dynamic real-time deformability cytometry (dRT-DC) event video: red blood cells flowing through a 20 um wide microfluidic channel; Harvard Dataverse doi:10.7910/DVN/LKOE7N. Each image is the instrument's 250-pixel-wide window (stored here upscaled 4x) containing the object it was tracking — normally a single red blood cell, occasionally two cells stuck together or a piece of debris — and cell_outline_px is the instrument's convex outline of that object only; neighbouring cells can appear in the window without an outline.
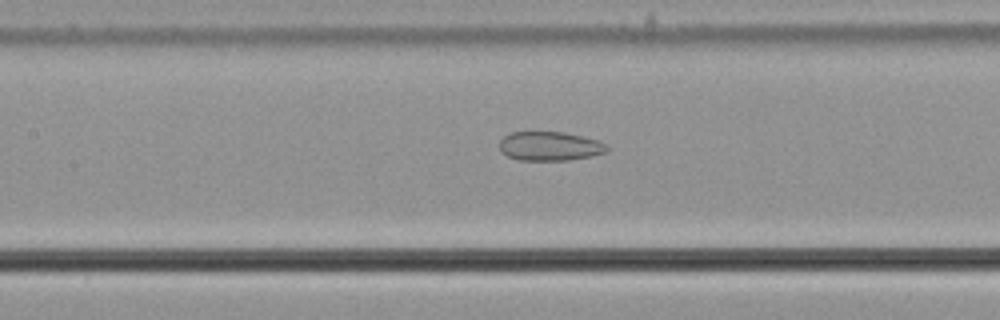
{"species": "common noctule bat (a hibernating species)", "species_latin": "Nyctalus noctula", "temperature_condition": "cold", "stored_images_in_passage": 56, "camera_frame_rate_fps": 3000, "um_per_image_px": 0.085, "animal": {"sex": "male", "body_mass_g": 21.5, "forearm_length_mm": 52.0}, "frame": {"image": 1, "passage_image": 26, "time_ms": 8.333, "image_size_px": [1000, 320], "cell_outline_px": [[608, 148], [604, 152], [592, 156], [568, 160], [520, 160], [508, 156], [500, 152], [500, 140], [504, 136], [512, 132], [564, 132], [596, 140], [608, 144]], "centroid_in_image_um": [46.71, 12.42], "position_along_channel_um": 160.7, "area_um2": 18.09}}
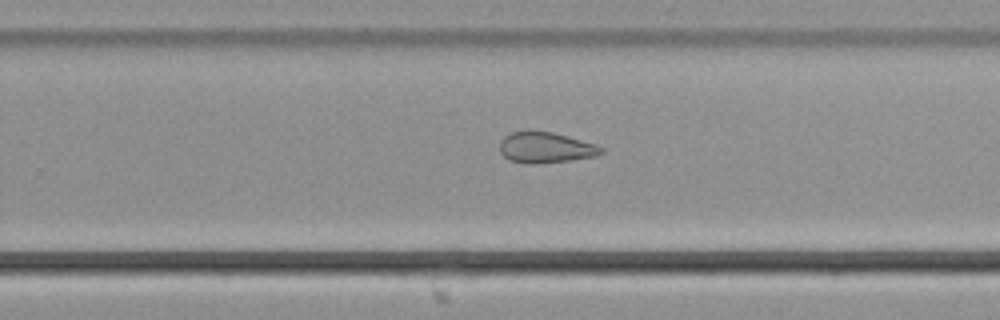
{"frame": {"image": 2, "passage_image": 36, "time_ms": 11.667, "image_size_px": [1000, 320], "cell_outline_px": [[604, 152], [596, 156], [572, 160], [532, 164], [524, 164], [512, 160], [504, 156], [500, 152], [500, 140], [504, 136], [512, 132], [528, 128], [552, 132], [568, 136], [596, 144], [604, 148]], "centroid_in_image_um": [46.36, 12.51], "position_along_channel_um": 283.4, "area_um2": 18.67}}
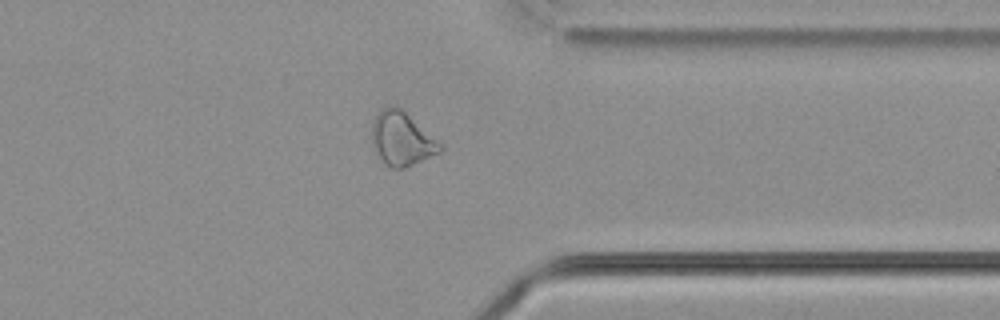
{"frame": {"image": 3, "passage_image": 44, "time_ms": 14.333, "image_size_px": [1000, 320], "cell_outline_px": [[444, 148], [440, 152], [404, 168], [392, 168], [384, 164], [376, 156], [372, 140], [372, 128], [376, 116], [384, 108], [400, 108], [444, 144]], "centroid_in_image_um": [34.18, 11.85], "position_along_channel_um": 377.2, "area_um2": 21.1}, "authors_computed_cell_mechanics": {"area_um2": 23.3801, "velocity_mm_per_s": 3.6936, "shape_relaxation_time_tau1_ms": null, "shape_relaxation_time_tau2_ms": 3.1354, "deformation_change_tau1": null, "deformation_change_tau2": 0.0998}}